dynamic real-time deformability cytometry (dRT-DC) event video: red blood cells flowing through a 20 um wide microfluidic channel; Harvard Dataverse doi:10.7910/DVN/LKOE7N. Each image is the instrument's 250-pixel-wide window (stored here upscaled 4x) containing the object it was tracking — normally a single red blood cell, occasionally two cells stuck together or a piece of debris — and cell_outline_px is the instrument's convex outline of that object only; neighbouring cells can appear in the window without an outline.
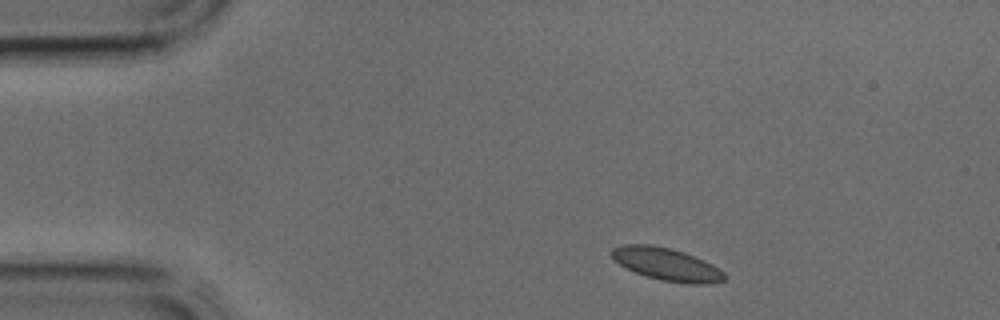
{"species": "common noctule bat (a hibernating species)", "species_latin": "Nyctalus noctula", "temperature_condition": "cold", "stored_images_in_passage": 2, "camera_frame_rate_fps": 3000, "um_per_image_px": 0.085, "animal": {"sex": "male", "body_mass_g": 17.9, "forearm_length_mm": 54.2}, "frame": {"image": 1, "passage_image": 1, "time_ms": 0.0, "image_size_px": [1000, 320], "cell_outline_px": [[728, 276], [724, 280], [712, 284], [688, 284], [660, 280], [644, 276], [620, 264], [612, 256], [612, 248], [620, 244], [652, 244], [672, 248], [684, 252], [704, 260], [720, 268]], "centroid_in_image_um": [56.72, 22.46], "position_along_channel_um": 28.3, "area_um2": 21.68}}